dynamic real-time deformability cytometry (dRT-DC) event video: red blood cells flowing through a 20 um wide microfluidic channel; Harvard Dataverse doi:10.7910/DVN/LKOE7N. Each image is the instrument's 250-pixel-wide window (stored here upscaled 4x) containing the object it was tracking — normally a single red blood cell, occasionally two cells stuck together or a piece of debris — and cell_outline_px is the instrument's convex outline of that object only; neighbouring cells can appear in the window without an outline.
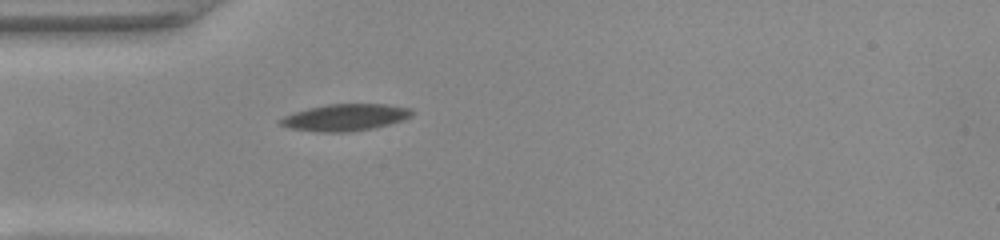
{"species": "common noctule bat (a hibernating species)", "species_latin": "Nyctalus noctula", "temperature_condition": "warm", "stored_images_in_passage": 39, "camera_frame_rate_fps": 3000, "um_per_image_px": 0.085, "animal": {"sex": "female", "body_mass_g": 22.0, "forearm_length_mm": 56.7}, "frame": {"image": 1, "passage_image": 1, "time_ms": 0.0, "image_size_px": [1000, 240], "cell_outline_px": [[412, 116], [388, 124], [372, 128], [352, 132], [324, 132], [288, 128], [280, 124], [276, 120], [284, 116], [308, 108], [328, 104], [384, 104], [412, 108]], "centroid_in_image_um": [29.31, 9.98], "position_along_channel_um": 55.7, "area_um2": 20.4}}
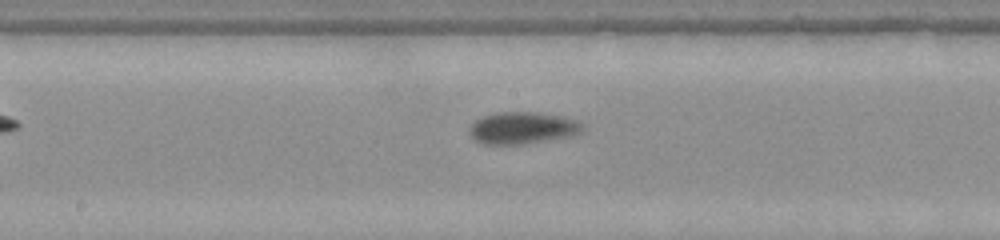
{"frame": {"image": 2, "passage_image": 13, "time_ms": 4.0, "image_size_px": [1000, 240], "cell_outline_px": [[584, 128], [580, 132], [568, 136], [520, 144], [484, 144], [476, 140], [472, 136], [472, 124], [476, 120], [484, 116], [496, 112], [540, 112], [576, 120], [584, 124]], "centroid_in_image_um": [44.43, 10.86], "position_along_channel_um": 203.8, "area_um2": 20.52}}
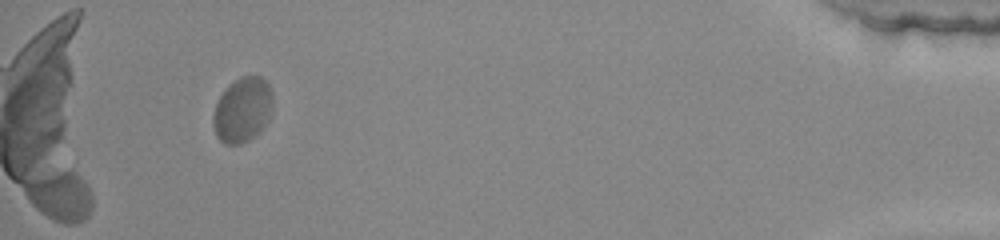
{"frame": {"image": 3, "passage_image": 35, "time_ms": 11.333, "image_size_px": [1000, 240], "cell_outline_px": [[272, 108], [268, 120], [260, 132], [248, 140], [240, 144], [224, 144], [216, 136], [212, 124], [212, 116], [216, 104], [220, 96], [228, 84], [240, 76], [260, 76], [268, 84], [272, 92]], "centroid_in_image_um": [20.6, 9.34], "position_along_channel_um": 414.6, "area_um2": 22.72}, "authors_computed_cell_mechanics": {"area_um2": 20.9814, "velocity_mm_per_s": 3.8338, "shape_relaxation_time_tau1_ms": 2.4976, "shape_relaxation_time_tau2_ms": null, "deformation_change_tau1": 0.1296, "deformation_change_tau2": null}}